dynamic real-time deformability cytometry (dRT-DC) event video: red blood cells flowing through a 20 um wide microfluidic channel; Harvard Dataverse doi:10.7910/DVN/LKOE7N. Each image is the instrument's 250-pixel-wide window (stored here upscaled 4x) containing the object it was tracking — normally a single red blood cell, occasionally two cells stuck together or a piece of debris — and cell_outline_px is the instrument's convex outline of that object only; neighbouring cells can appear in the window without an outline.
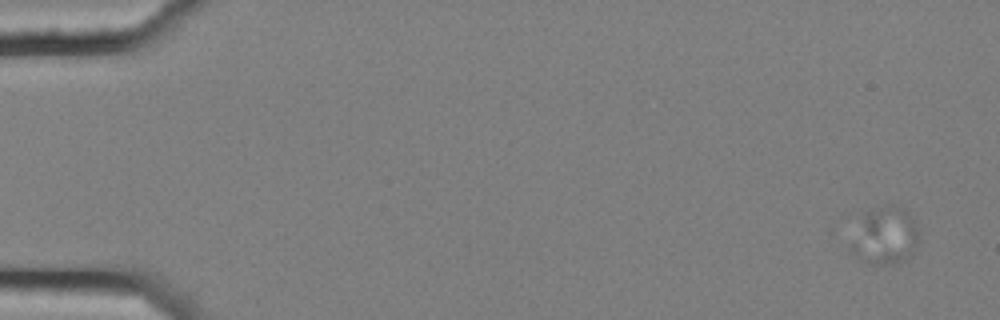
{"species": "common noctule bat (a hibernating species)", "species_latin": "Nyctalus noctula", "temperature_condition": "cold", "stored_images_in_passage": 5, "camera_frame_rate_fps": 3000, "um_per_image_px": 0.085, "animal": {"sex": "female", "body_mass_g": 25.1}, "frame": {"image": 1, "passage_image": 1, "time_ms": 0.0, "image_size_px": [1000, 320], "cell_outline_px": [[916, 244], [900, 260], [888, 264], [868, 264], [848, 252], [864, 216], [868, 212], [892, 204], [904, 208], [912, 220], [916, 228]], "centroid_in_image_um": [75.17, 20.06], "position_along_channel_um": 9.8, "area_um2": 21.27}}